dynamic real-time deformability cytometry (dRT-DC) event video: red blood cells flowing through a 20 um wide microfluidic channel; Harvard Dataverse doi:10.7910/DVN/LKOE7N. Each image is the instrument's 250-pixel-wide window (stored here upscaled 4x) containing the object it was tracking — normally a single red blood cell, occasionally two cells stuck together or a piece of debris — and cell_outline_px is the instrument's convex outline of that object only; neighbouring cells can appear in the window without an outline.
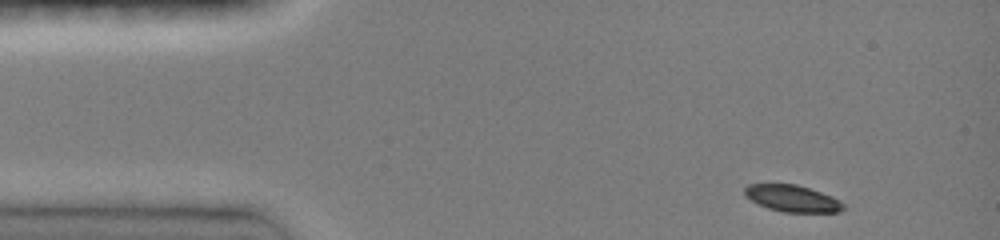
{"species": "common noctule bat (a hibernating species)", "species_latin": "Nyctalus noctula", "temperature_condition": "room temperature", "stored_images_in_passage": 40, "camera_frame_rate_fps": 3000, "um_per_image_px": 0.085, "animal": {"sex": "female", "body_mass_g": 19.0, "forearm_length_mm": 51.5}, "frame": {"image": 1, "passage_image": 1, "time_ms": 0.0, "image_size_px": [1000, 240], "cell_outline_px": [[844, 208], [840, 212], [784, 212], [768, 208], [744, 196], [744, 188], [748, 184], [796, 184], [832, 196], [840, 200], [844, 204]], "centroid_in_image_um": [67.35, 16.87], "position_along_channel_um": 17.6, "area_um2": 15.26}}
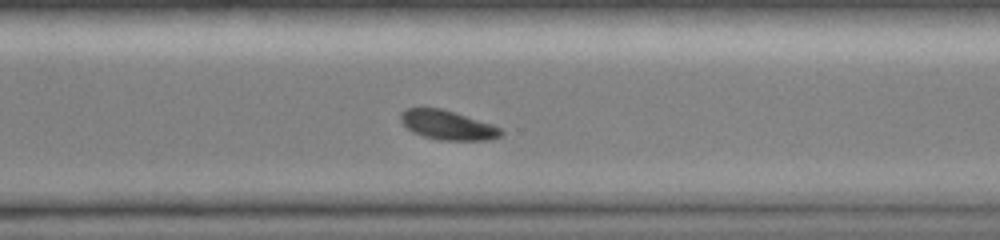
{"frame": {"image": 2, "passage_image": 30, "time_ms": 9.667, "image_size_px": [1000, 240], "cell_outline_px": [[504, 132], [500, 136], [488, 140], [440, 140], [424, 136], [412, 132], [400, 120], [400, 112], [408, 108], [440, 108], [456, 112], [492, 124], [500, 128]], "centroid_in_image_um": [38.05, 10.63], "position_along_channel_um": 332.6, "area_um2": 17.11}}
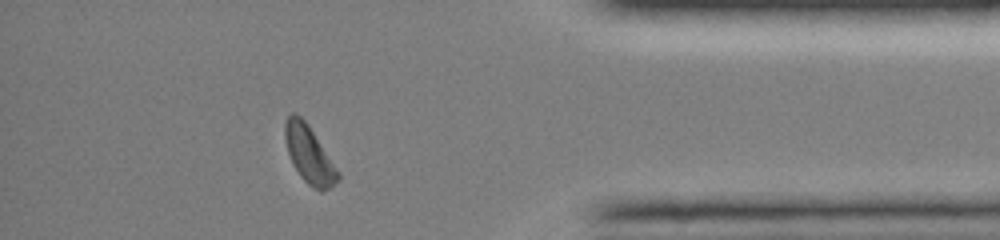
{"frame": {"image": 3, "passage_image": 37, "time_ms": 12.0, "image_size_px": [1000, 240], "cell_outline_px": [[340, 180], [328, 188], [320, 192], [312, 188], [300, 176], [288, 152], [284, 136], [284, 124], [288, 116], [292, 112], [296, 112], [308, 124], [340, 172]], "centroid_in_image_um": [26.29, 13.13], "position_along_channel_um": 408.9, "area_um2": 17.63}, "authors_computed_cell_mechanics": {"area_um2": 17.7735, "velocity_mm_per_s": 4.08, "shape_relaxation_time_tau1_ms": 1.5002, "shape_relaxation_time_tau2_ms": null, "deformation_change_tau1": 0.109, "deformation_change_tau2": null}}